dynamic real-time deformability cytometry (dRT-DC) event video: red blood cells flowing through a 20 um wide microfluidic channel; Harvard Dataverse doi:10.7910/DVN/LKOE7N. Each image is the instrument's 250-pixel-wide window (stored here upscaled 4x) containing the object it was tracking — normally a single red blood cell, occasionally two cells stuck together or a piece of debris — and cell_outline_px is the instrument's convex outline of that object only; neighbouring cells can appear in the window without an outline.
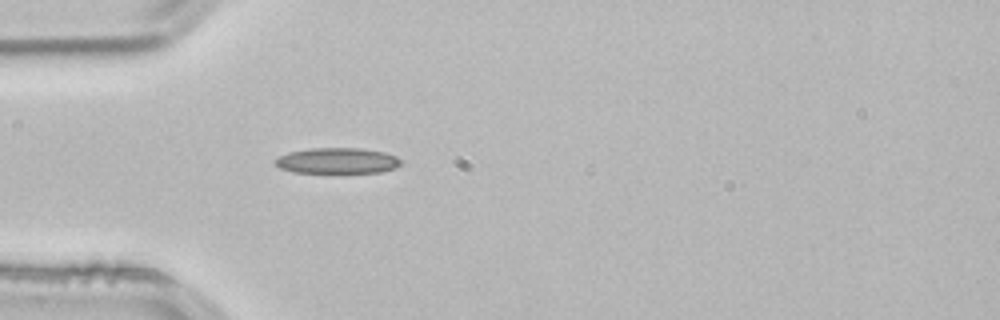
{"species": "common noctule bat (a hibernating species)", "species_latin": "Nyctalus noctula", "temperature_condition": "room temperature", "stored_images_in_passage": 38, "camera_frame_rate_fps": 3000, "um_per_image_px": 0.085, "animal": {"sex": "male", "body_mass_g": 21.5, "forearm_length_mm": 52.0}, "frame": {"image": 1, "passage_image": 6, "time_ms": 1.667, "image_size_px": [1000, 320], "cell_outline_px": [[400, 164], [396, 168], [380, 172], [344, 176], [340, 176], [292, 172], [280, 168], [272, 164], [272, 160], [288, 152], [308, 148], [360, 148], [384, 152], [396, 156], [400, 160]], "centroid_in_image_um": [28.62, 13.72], "position_along_channel_um": 56.4, "area_um2": 20.23}, "authors_computed_cell_mechanics": {"area_um2": 17.8024, "velocity_mm_per_s": 3.8577, "shape_relaxation_time_tau1_ms": 9.1829, "shape_relaxation_time_tau2_ms": null, "deformation_change_tau1": 0.1515, "deformation_change_tau2": null}}